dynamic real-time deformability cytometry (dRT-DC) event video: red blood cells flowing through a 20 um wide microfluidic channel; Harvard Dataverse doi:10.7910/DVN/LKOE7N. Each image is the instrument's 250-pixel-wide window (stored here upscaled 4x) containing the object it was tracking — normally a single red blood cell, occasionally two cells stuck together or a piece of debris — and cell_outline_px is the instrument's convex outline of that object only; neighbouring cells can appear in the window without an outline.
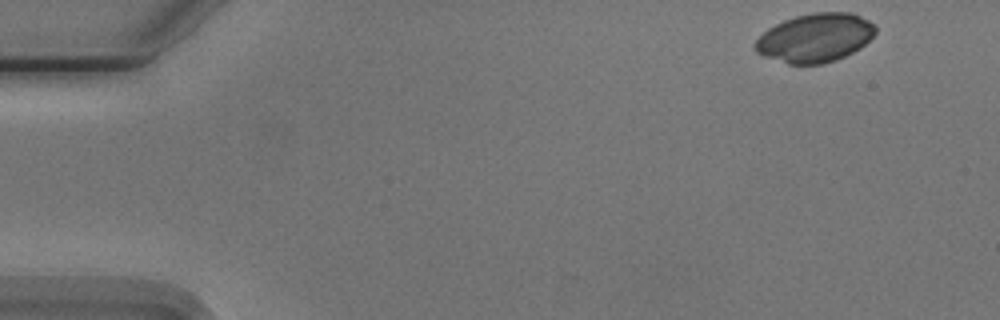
{"species": "Egyptian fruit bat (a non-hibernating species)", "species_latin": "Rousettus aegyptiacus", "temperature_condition": "cold", "stored_images_in_passage": 7, "camera_frame_rate_fps": 3000, "um_per_image_px": 0.085, "animal": {"sex": "male"}, "frame": {"image": 1, "passage_image": 1, "time_ms": 0.0, "image_size_px": [1000, 320], "cell_outline_px": [[876, 32], [860, 48], [836, 60], [824, 64], [788, 64], [764, 56], [756, 52], [752, 44], [768, 28], [784, 20], [796, 16], [812, 12], [852, 12], [868, 20], [876, 28]], "centroid_in_image_um": [69.26, 3.21], "position_along_channel_um": 15.7, "area_um2": 34.1}}